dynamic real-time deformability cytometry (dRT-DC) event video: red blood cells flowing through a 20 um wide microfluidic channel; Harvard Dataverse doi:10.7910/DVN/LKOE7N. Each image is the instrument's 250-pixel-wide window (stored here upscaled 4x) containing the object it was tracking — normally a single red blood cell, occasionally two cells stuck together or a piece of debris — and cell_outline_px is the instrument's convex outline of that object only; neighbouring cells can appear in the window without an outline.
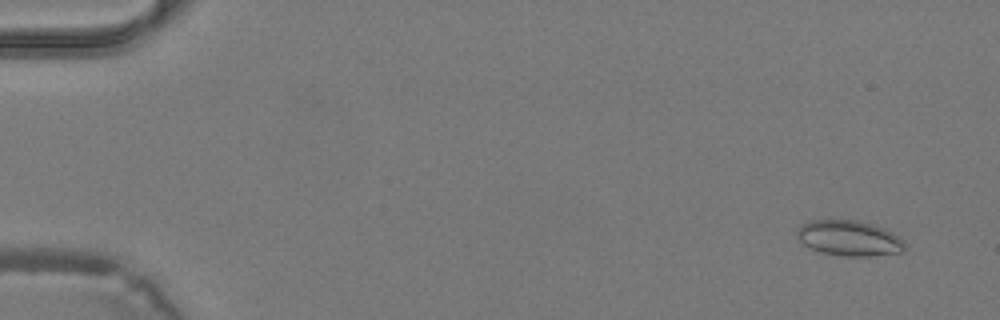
{"species": "common noctule bat (a hibernating species)", "species_latin": "Nyctalus noctula", "temperature_condition": "warm", "stored_images_in_passage": 42, "camera_frame_rate_fps": 3000, "um_per_image_px": 0.085, "animal": {"sex": "male", "body_mass_g": 19.2, "forearm_length_mm": 51.8}, "frame": {"image": 1, "passage_image": 3, "time_ms": 0.667, "image_size_px": [1000, 320], "cell_outline_px": [[908, 244], [904, 252], [872, 256], [844, 256], [820, 252], [804, 244], [796, 236], [796, 232], [800, 224], [808, 220], [860, 220], [884, 228], [892, 232], [904, 240]], "centroid_in_image_um": [72.21, 20.24], "position_along_channel_um": 12.8, "area_um2": 22.6}}
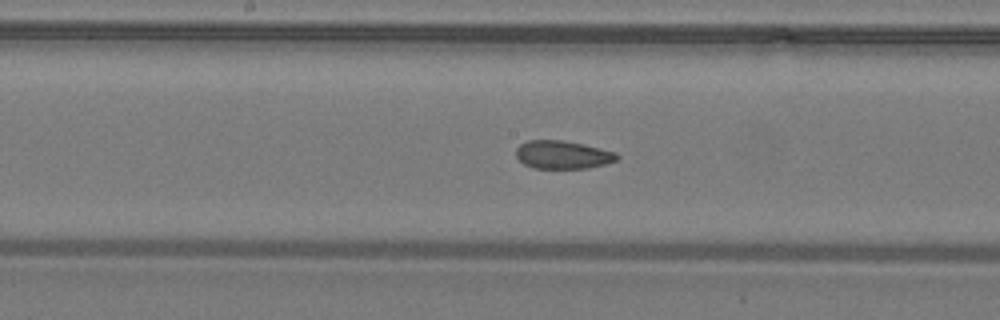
{"frame": {"image": 2, "passage_image": 22, "time_ms": 7.0, "image_size_px": [1000, 320], "cell_outline_px": [[620, 156], [616, 160], [604, 164], [588, 168], [532, 168], [524, 164], [516, 156], [516, 148], [520, 144], [528, 140], [564, 140], [584, 144], [616, 152]], "centroid_in_image_um": [47.82, 13.14], "position_along_channel_um": 200.4, "area_um2": 16.59}}
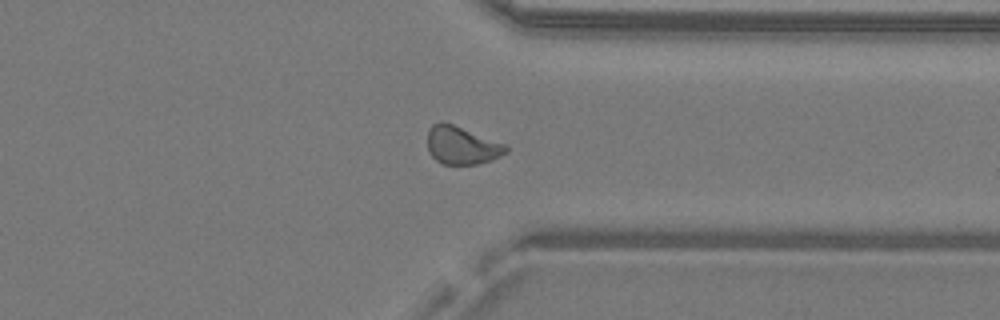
{"frame": {"image": 3, "passage_image": 32, "time_ms": 10.333, "image_size_px": [1000, 320], "cell_outline_px": [[508, 152], [492, 160], [480, 164], [444, 164], [436, 160], [428, 152], [428, 128], [432, 124], [440, 120], [444, 120], [508, 144]], "centroid_in_image_um": [39.27, 12.32], "position_along_channel_um": 372.1, "area_um2": 17.92}}